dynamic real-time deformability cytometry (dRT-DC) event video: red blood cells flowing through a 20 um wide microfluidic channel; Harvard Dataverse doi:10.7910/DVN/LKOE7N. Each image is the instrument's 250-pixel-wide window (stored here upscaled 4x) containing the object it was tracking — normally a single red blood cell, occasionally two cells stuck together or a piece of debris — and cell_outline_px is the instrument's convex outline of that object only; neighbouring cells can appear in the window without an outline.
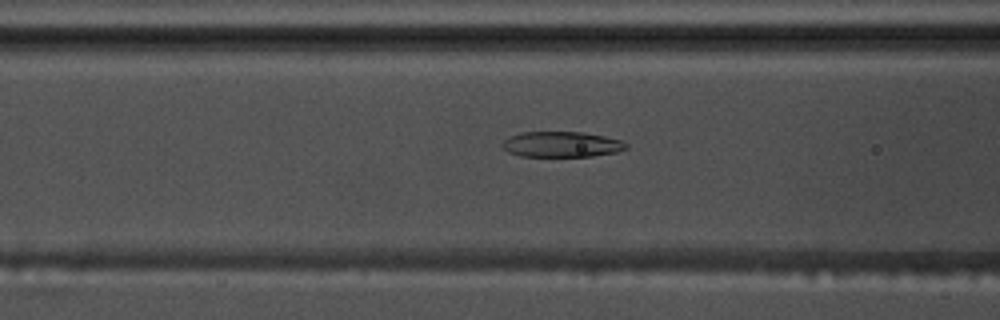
{"species": "common noctule bat (a hibernating species)", "species_latin": "Nyctalus noctula", "temperature_condition": "warm", "stored_images_in_passage": 47, "camera_frame_rate_fps": 3000, "um_per_image_px": 0.085, "animal": {"sex": "male", "body_mass_g": 17.5, "forearm_length_mm": 52.3}, "frame": {"image": 1, "passage_image": 14, "time_ms": 4.333, "image_size_px": [1000, 320], "cell_outline_px": [[628, 148], [616, 152], [592, 156], [520, 156], [508, 152], [500, 144], [508, 136], [520, 132], [580, 132], [604, 136], [624, 140], [628, 144]], "centroid_in_image_um": [47.73, 12.26], "position_along_channel_um": 118.9, "area_um2": 18.55}}
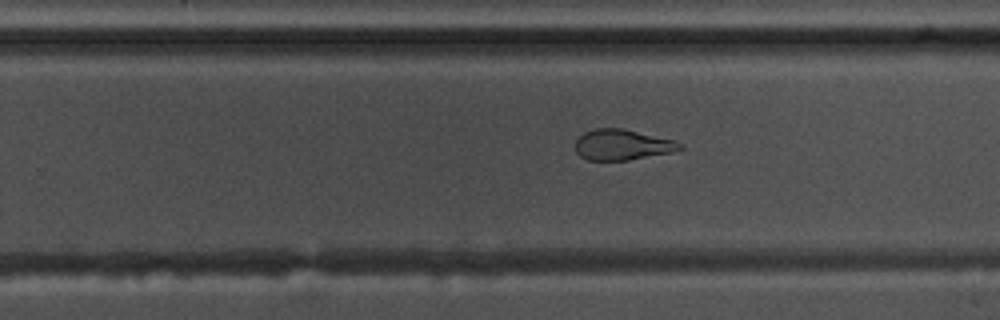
{"frame": {"image": 2, "passage_image": 27, "time_ms": 8.667, "image_size_px": [1000, 320], "cell_outline_px": [[684, 148], [672, 152], [628, 160], [588, 160], [580, 156], [576, 152], [576, 140], [584, 132], [592, 128], [624, 128], [676, 140], [684, 144]], "centroid_in_image_um": [52.92, 12.29], "position_along_channel_um": 276.9, "area_um2": 18.9}}
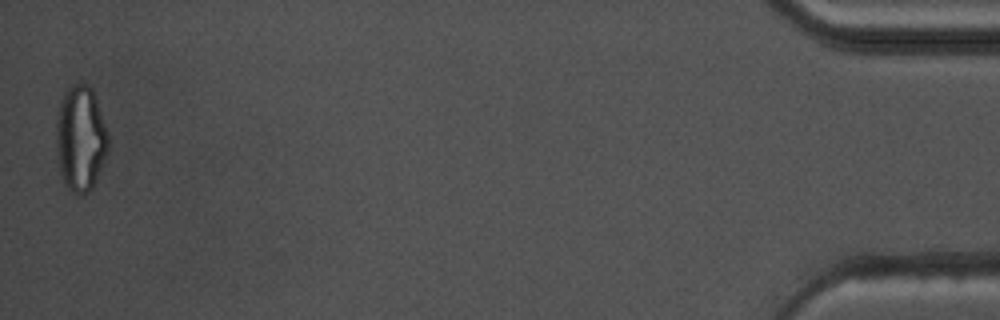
{"frame": {"image": 3, "passage_image": 47, "time_ms": 15.333, "image_size_px": [1000, 320], "cell_outline_px": [[108, 152], [92, 188], [88, 192], [72, 192], [64, 184], [60, 172], [56, 152], [56, 116], [60, 104], [68, 88], [76, 84], [84, 84], [92, 88], [108, 136]], "centroid_in_image_um": [6.83, 11.79], "position_along_channel_um": 428.4, "area_um2": 31.56}, "authors_computed_cell_mechanics": {"area_um2": 20.23, "velocity_mm_per_s": 3.6562, "shape_relaxation_time_tau1_ms": null, "shape_relaxation_time_tau2_ms": 1.9259, "deformation_change_tau1": null, "deformation_change_tau2": 0.0867}}